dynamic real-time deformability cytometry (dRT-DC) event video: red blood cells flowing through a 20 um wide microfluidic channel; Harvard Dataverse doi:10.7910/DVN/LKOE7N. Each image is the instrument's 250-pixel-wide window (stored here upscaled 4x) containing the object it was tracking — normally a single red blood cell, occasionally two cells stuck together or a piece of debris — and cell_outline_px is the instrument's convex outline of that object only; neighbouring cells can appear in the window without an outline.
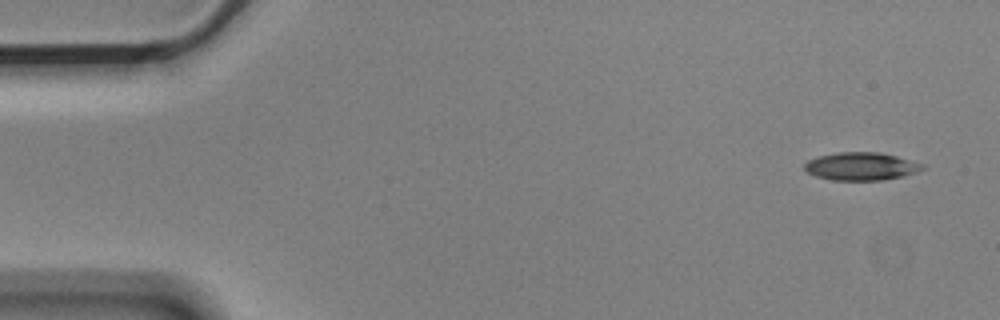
{"species": "Egyptian fruit bat (a non-hibernating species)", "species_latin": "Rousettus aegyptiacus", "temperature_condition": "cold", "stored_images_in_passage": 8, "camera_frame_rate_fps": 3000, "um_per_image_px": 0.085, "animal": {"sex": "male"}, "frame": {"image": 1, "passage_image": 1, "time_ms": 0.0, "image_size_px": [1000, 320], "cell_outline_px": [[924, 168], [916, 172], [904, 176], [884, 180], [832, 180], [816, 176], [808, 172], [804, 168], [804, 164], [808, 160], [820, 156], [840, 152], [880, 152], [896, 156], [924, 164]], "centroid_in_image_um": [73.21, 14.14], "position_along_channel_um": 11.8, "area_um2": 19.07}}
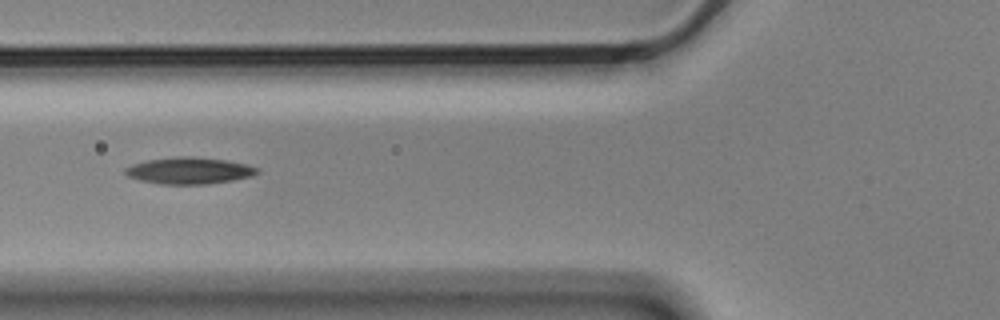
{"frame": {"image": 2, "passage_image": 6, "time_ms": 1.667, "image_size_px": [1000, 320], "cell_outline_px": [[260, 172], [252, 176], [232, 180], [204, 184], [160, 184], [140, 180], [128, 176], [124, 172], [124, 168], [132, 164], [148, 160], [180, 156], [192, 156], [224, 160], [244, 164], [260, 168]], "centroid_in_image_um": [16.07, 14.5], "position_along_channel_um": 109.7, "area_um2": 20.35}}
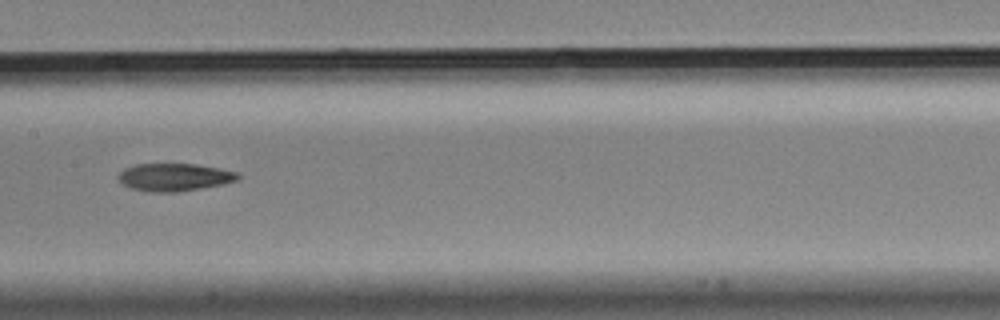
{"frame": {"image": 3, "passage_image": 8, "time_ms": 2.333, "image_size_px": [1000, 320], "cell_outline_px": [[240, 180], [224, 184], [176, 192], [152, 192], [132, 188], [124, 184], [116, 176], [124, 168], [136, 164], [196, 164], [220, 168], [240, 172]], "centroid_in_image_um": [14.88, 15.05], "position_along_channel_um": 192.5, "area_um2": 19.36}}